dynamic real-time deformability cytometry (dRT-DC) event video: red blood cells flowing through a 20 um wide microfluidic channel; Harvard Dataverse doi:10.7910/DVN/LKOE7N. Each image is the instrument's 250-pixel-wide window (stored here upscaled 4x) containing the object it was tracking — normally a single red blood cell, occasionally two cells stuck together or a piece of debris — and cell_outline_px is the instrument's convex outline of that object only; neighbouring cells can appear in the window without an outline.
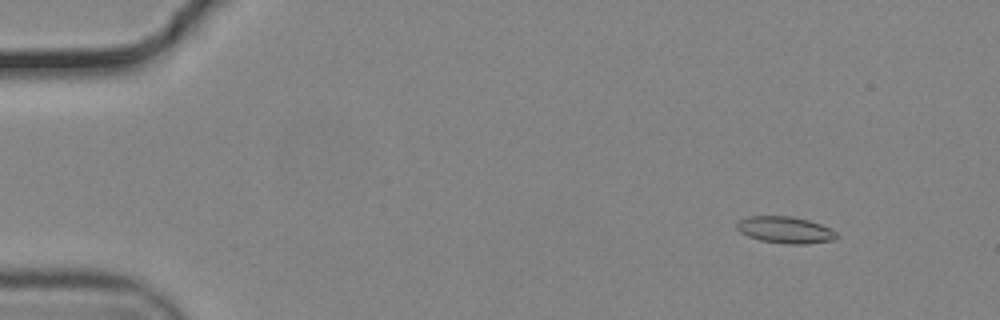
{"species": "common noctule bat (a hibernating species)", "species_latin": "Nyctalus noctula", "temperature_condition": "cold", "stored_images_in_passage": 58, "segment_of_instrument_passage": [1, 2], "camera_frame_rate_fps": 3000, "um_per_image_px": 0.085, "animal": {"sex": "male", "body_mass_g": 19.2, "forearm_length_mm": 51.8}, "frame": {"image": 1, "passage_image": 7, "time_ms": 2.0, "image_size_px": [1000, 320], "cell_outline_px": [[840, 236], [836, 240], [804, 244], [784, 244], [760, 240], [748, 236], [740, 232], [736, 228], [736, 224], [740, 220], [748, 216], [792, 216], [808, 220], [832, 228]], "centroid_in_image_um": [66.78, 19.55], "position_along_channel_um": 18.2, "area_um2": 15.72}}
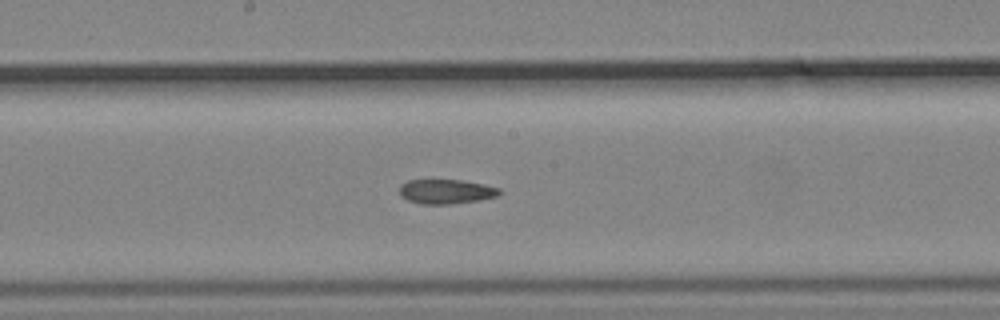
{"frame": {"image": 2, "passage_image": 31, "time_ms": 10.0, "image_size_px": [1000, 320], "cell_outline_px": [[500, 192], [496, 196], [480, 200], [448, 204], [420, 204], [408, 200], [400, 196], [400, 184], [408, 180], [460, 180], [484, 184], [500, 188]], "centroid_in_image_um": [37.89, 16.28], "position_along_channel_um": 210.3, "area_um2": 14.22}}
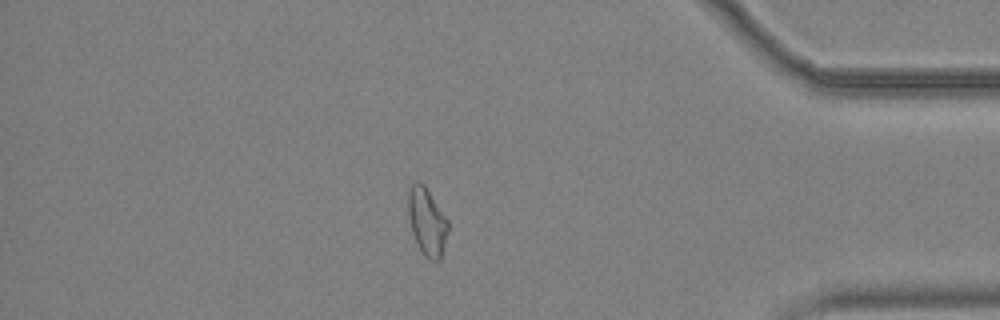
{"frame": {"image": 3, "passage_image": 49, "time_ms": 16.0, "image_size_px": [1000, 320], "cell_outline_px": [[448, 232], [440, 260], [428, 260], [424, 256], [416, 244], [412, 232], [408, 216], [408, 192], [412, 184], [416, 180], [420, 180], [424, 184], [448, 220]], "centroid_in_image_um": [36.28, 18.84], "position_along_channel_um": 398.9, "area_um2": 15.84}}